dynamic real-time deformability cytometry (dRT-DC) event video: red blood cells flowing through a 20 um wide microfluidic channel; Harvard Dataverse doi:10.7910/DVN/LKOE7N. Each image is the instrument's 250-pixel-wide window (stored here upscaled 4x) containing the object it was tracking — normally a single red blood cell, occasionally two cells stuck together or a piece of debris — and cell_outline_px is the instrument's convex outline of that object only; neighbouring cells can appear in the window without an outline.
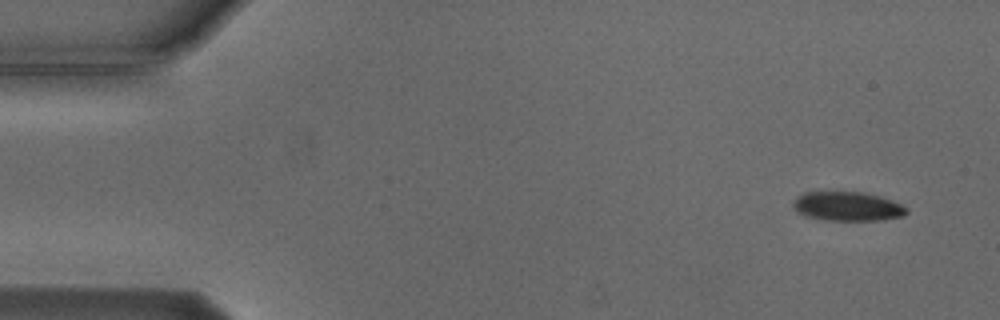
{"species": "Egyptian fruit bat (a non-hibernating species)", "species_latin": "Rousettus aegyptiacus", "temperature_condition": "cold", "stored_images_in_passage": 5, "camera_frame_rate_fps": 3000, "um_per_image_px": 0.085, "animal": {"sex": "male"}, "frame": {"image": 1, "passage_image": 1, "time_ms": 0.0, "image_size_px": [1000, 320], "cell_outline_px": [[908, 212], [904, 216], [884, 220], [824, 220], [808, 216], [796, 212], [792, 208], [792, 204], [796, 196], [804, 192], [864, 192], [880, 196], [892, 200], [908, 208]], "centroid_in_image_um": [72.03, 17.54], "position_along_channel_um": 13.0, "area_um2": 19.48}}
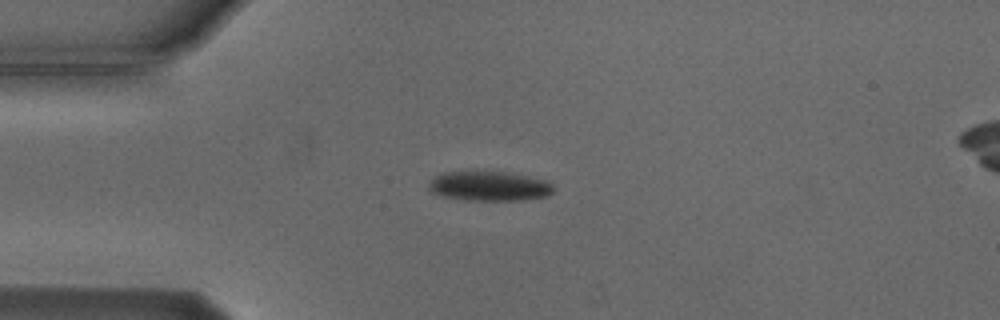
{"frame": {"image": 2, "passage_image": 4, "time_ms": 3.333, "image_size_px": [1000, 320], "cell_outline_px": [[556, 188], [548, 196], [524, 200], [464, 200], [444, 196], [432, 192], [428, 188], [428, 184], [436, 176], [444, 172], [504, 172], [528, 176], [548, 180]], "centroid_in_image_um": [41.64, 15.83], "position_along_channel_um": 43.4, "area_um2": 21.5}}